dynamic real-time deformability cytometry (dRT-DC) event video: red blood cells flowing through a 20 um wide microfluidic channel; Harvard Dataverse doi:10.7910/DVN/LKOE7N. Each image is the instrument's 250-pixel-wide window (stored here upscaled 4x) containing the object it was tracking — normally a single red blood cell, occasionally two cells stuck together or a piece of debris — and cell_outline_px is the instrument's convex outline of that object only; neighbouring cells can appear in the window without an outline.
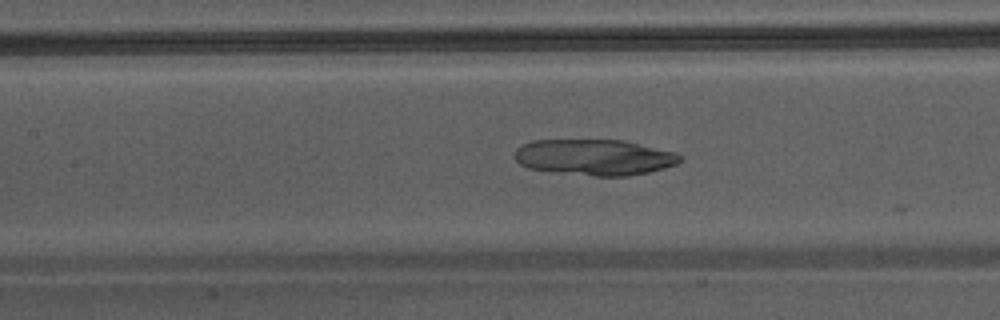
{"species": "Egyptian fruit bat (a non-hibernating species)", "species_latin": "Rousettus aegyptiacus", "temperature_condition": "warm", "stored_images_in_passage": 10, "camera_frame_rate_fps": 3000, "um_per_image_px": 0.085, "animal": {"sex": "male"}, "frame": {"image": 1, "passage_image": 7, "time_ms": 2.0, "image_size_px": [1000, 320], "cell_outline_px": [[684, 160], [676, 164], [664, 168], [648, 172], [628, 176], [596, 176], [528, 168], [520, 164], [516, 160], [516, 148], [532, 140], [624, 140], [676, 152], [684, 156]], "centroid_in_image_um": [50.6, 13.36], "position_along_channel_um": 156.8, "area_um2": 34.56}}